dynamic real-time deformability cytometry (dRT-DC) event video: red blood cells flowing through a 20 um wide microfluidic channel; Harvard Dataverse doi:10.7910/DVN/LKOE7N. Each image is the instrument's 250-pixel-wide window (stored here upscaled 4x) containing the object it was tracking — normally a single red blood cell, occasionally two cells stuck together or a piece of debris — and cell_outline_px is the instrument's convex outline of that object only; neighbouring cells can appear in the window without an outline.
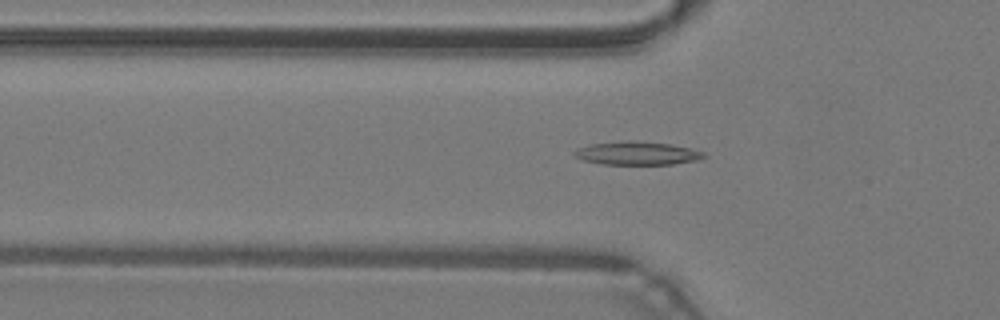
{"species": "common noctule bat (a hibernating species)", "species_latin": "Nyctalus noctula", "temperature_condition": "warm", "stored_images_in_passage": 48, "camera_frame_rate_fps": 3000, "um_per_image_px": 0.085, "animal": {"sex": "male", "body_mass_g": 19.2, "forearm_length_mm": 51.8}, "frame": {"image": 1, "passage_image": 16, "time_ms": 5.0, "image_size_px": [1000, 320], "cell_outline_px": [[708, 156], [696, 160], [672, 164], [600, 164], [580, 160], [572, 152], [576, 148], [588, 144], [624, 140], [632, 140], [668, 144], [692, 148], [704, 152]], "centroid_in_image_um": [54.1, 13.02], "position_along_channel_um": 71.7, "area_um2": 17.8}}
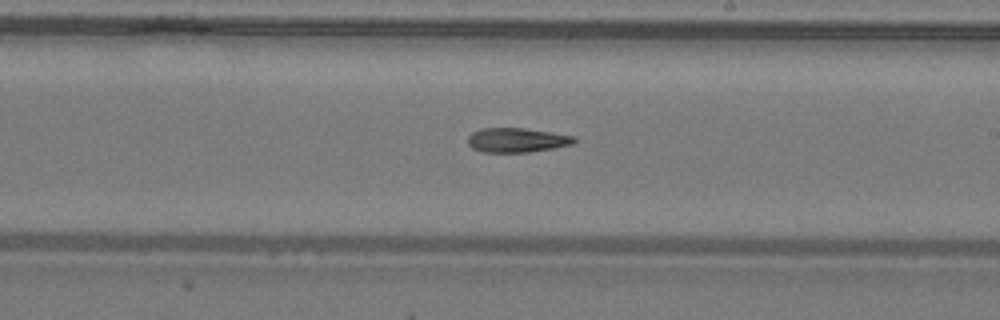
{"frame": {"image": 2, "passage_image": 28, "time_ms": 9.0, "image_size_px": [1000, 320], "cell_outline_px": [[576, 140], [572, 144], [552, 148], [528, 152], [480, 152], [472, 148], [468, 144], [468, 136], [472, 132], [480, 128], [524, 128], [576, 136]], "centroid_in_image_um": [43.9, 11.9], "position_along_channel_um": 245.1, "area_um2": 15.14}}
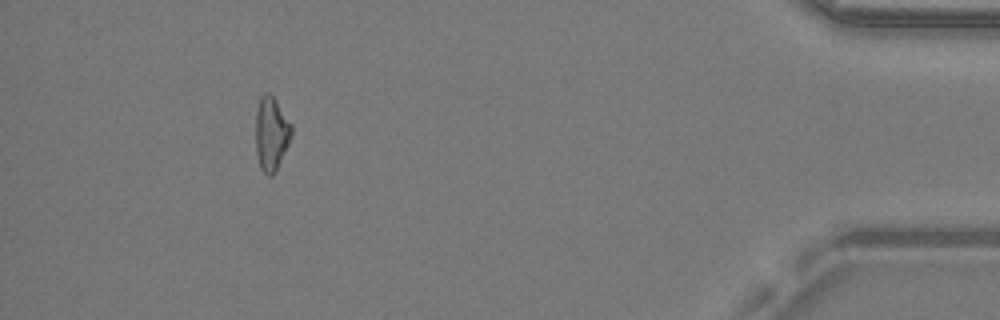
{"frame": {"image": 3, "passage_image": 44, "time_ms": 14.333, "image_size_px": [1000, 320], "cell_outline_px": [[292, 132], [288, 144], [276, 172], [272, 176], [268, 176], [260, 168], [256, 152], [256, 112], [260, 96], [264, 92], [268, 92], [272, 96], [292, 124]], "centroid_in_image_um": [23.05, 11.38], "position_along_channel_um": 412.1, "area_um2": 15.37}, "authors_computed_cell_mechanics": {"area_um2": 15.6349, "velocity_mm_per_s": 4.3181, "shape_relaxation_time_tau1_ms": null, "shape_relaxation_time_tau2_ms": 10.8096, "deformation_change_tau1": null, "deformation_change_tau2": 0.2645}}